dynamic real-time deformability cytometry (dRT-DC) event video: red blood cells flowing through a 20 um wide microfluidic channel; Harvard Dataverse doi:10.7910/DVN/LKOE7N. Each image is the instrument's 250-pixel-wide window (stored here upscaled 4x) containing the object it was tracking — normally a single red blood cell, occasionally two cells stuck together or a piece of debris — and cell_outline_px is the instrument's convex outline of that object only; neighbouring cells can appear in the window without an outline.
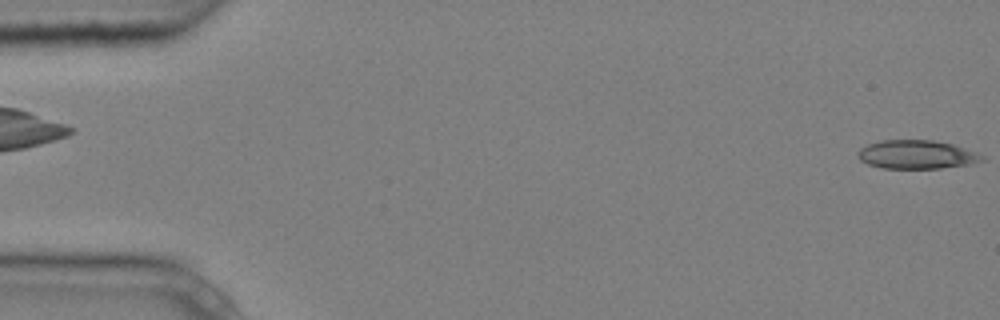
{"species": "common noctule bat (a hibernating species)", "species_latin": "Nyctalus noctula", "temperature_condition": "cold", "stored_images_in_passage": 4, "segment_of_instrument_passage": [2, 2], "camera_frame_rate_fps": 3000, "um_per_image_px": 0.085, "animal": {"sex": "male", "body_mass_g": 20.4}, "frame": {"image": 1, "passage_image": 4, "time_ms": 1.0, "image_size_px": [1000, 320], "cell_outline_px": [[984, 160], [972, 164], [940, 168], [884, 168], [868, 164], [860, 160], [856, 152], [860, 148], [868, 144], [880, 140], [932, 140], [952, 144], [976, 152], [984, 156]], "centroid_in_image_um": [77.91, 13.13], "position_along_channel_um": 7.1, "area_um2": 20.69}}